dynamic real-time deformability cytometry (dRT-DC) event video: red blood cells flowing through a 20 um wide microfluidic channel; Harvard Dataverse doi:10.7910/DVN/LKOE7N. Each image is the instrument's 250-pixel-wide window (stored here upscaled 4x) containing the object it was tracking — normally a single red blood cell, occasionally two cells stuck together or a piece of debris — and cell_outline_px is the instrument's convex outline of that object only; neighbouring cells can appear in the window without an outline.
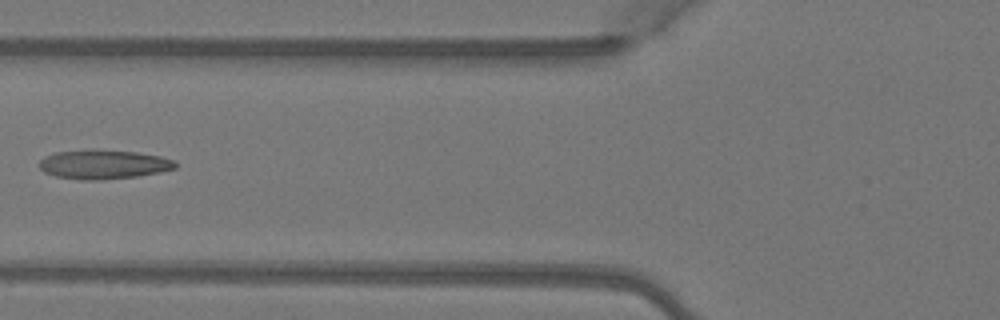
{"species": "Egyptian fruit bat (a non-hibernating species)", "species_latin": "Rousettus aegyptiacus", "temperature_condition": "warm", "stored_images_in_passage": 6, "camera_frame_rate_fps": 3000, "um_per_image_px": 0.085, "animal": {"sex": "female"}, "frame": {"image": 1, "passage_image": 6, "time_ms": 1.667, "image_size_px": [1000, 320], "cell_outline_px": [[176, 168], [160, 172], [136, 176], [100, 180], [80, 180], [56, 176], [44, 172], [40, 168], [40, 160], [44, 156], [56, 152], [92, 148], [136, 152], [160, 156], [176, 160]], "centroid_in_image_um": [8.79, 13.96], "position_along_channel_um": 117.0, "area_um2": 23.41}}